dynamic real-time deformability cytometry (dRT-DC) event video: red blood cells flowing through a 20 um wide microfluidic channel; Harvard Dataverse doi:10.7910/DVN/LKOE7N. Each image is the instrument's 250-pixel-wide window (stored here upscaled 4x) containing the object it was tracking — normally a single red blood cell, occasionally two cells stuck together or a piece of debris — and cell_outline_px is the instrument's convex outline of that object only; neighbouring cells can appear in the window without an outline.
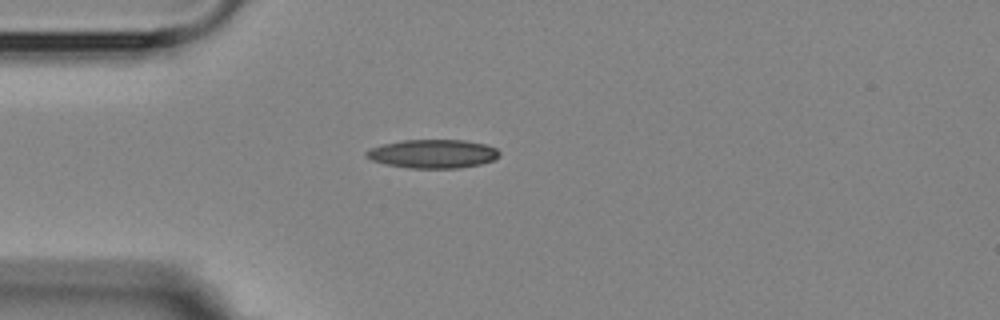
{"species": "Egyptian fruit bat (a non-hibernating species)", "species_latin": "Rousettus aegyptiacus", "temperature_condition": "room temperature", "stored_images_in_passage": 1, "camera_frame_rate_fps": 3000, "um_per_image_px": 0.085, "animal": {"sex": "female"}, "frame": {"image": 1, "passage_image": 1, "time_ms": 0.0, "image_size_px": [1000, 320], "cell_outline_px": [[500, 156], [492, 160], [480, 164], [460, 168], [408, 168], [384, 164], [372, 160], [364, 156], [364, 152], [372, 148], [384, 144], [404, 140], [464, 140], [484, 144], [496, 148], [500, 152]], "centroid_in_image_um": [36.78, 13.08], "position_along_channel_um": 48.2, "area_um2": 22.2}}